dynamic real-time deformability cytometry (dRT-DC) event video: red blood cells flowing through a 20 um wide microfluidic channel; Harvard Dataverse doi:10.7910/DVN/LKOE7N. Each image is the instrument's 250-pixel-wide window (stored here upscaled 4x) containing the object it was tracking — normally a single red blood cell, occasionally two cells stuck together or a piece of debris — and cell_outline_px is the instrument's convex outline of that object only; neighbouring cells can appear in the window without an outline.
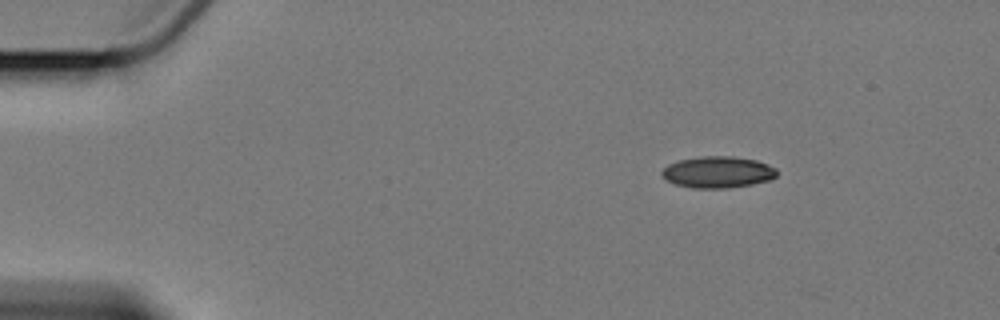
{"species": "Egyptian fruit bat (a non-hibernating species)", "species_latin": "Rousettus aegyptiacus", "temperature_condition": "cold", "stored_images_in_passage": 5, "segment_of_instrument_passage": [1, 2], "camera_frame_rate_fps": 3000, "um_per_image_px": 0.085, "animal": {"sex": "female"}, "frame": {"image": 1, "passage_image": 1, "time_ms": 0.0, "image_size_px": [1000, 320], "cell_outline_px": [[776, 176], [772, 180], [752, 184], [728, 188], [692, 188], [676, 184], [668, 180], [660, 172], [668, 164], [680, 160], [700, 156], [732, 156], [756, 160], [768, 164], [776, 168]], "centroid_in_image_um": [61.04, 14.63], "position_along_channel_um": 24.0, "area_um2": 21.1}}